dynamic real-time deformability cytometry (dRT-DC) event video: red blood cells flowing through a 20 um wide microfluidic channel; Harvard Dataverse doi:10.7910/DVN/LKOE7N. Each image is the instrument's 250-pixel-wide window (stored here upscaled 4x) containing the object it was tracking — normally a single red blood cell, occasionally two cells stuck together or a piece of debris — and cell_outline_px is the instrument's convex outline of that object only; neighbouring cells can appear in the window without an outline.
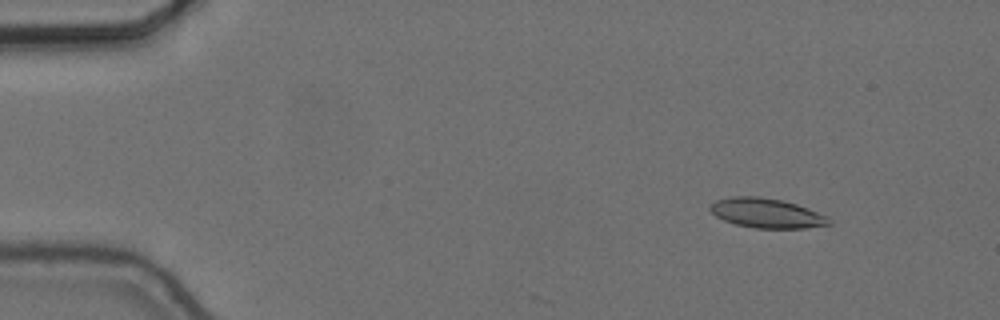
{"species": "common noctule bat (a hibernating species)", "species_latin": "Nyctalus noctula", "temperature_condition": "cold", "stored_images_in_passage": 12, "camera_frame_rate_fps": 3000, "um_per_image_px": 0.085, "animal": {"sex": "female", "body_mass_g": 24.6, "forearm_length_mm": 56.2}, "frame": {"image": 1, "passage_image": 6, "time_ms": 1.667, "image_size_px": [1000, 320], "cell_outline_px": [[832, 224], [804, 228], [756, 228], [736, 224], [724, 220], [716, 216], [708, 208], [716, 200], [732, 196], [760, 196], [780, 200], [796, 204], [808, 208], [828, 216], [832, 220]], "centroid_in_image_um": [65.18, 18.11], "position_along_channel_um": 19.8, "area_um2": 20.46}}